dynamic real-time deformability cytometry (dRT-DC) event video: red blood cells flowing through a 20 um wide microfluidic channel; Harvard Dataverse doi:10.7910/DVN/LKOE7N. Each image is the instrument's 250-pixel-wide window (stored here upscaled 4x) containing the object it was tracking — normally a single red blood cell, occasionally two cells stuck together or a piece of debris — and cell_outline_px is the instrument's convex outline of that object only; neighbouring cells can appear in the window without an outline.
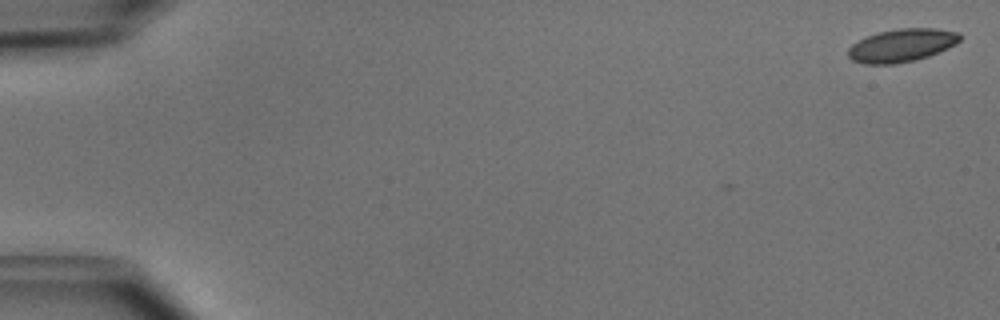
{"species": "common noctule bat (a hibernating species)", "species_latin": "Nyctalus noctula", "temperature_condition": "cold", "stored_images_in_passage": 2, "camera_frame_rate_fps": 3000, "um_per_image_px": 0.085, "animal": {"sex": "male", "body_mass_g": 15.6}, "frame": {"image": 1, "passage_image": 2, "time_ms": 0.333, "image_size_px": [1000, 320], "cell_outline_px": [[960, 40], [956, 44], [948, 48], [928, 56], [916, 60], [896, 64], [864, 64], [852, 60], [848, 56], [848, 48], [852, 44], [876, 32], [900, 28], [936, 28], [960, 32]], "centroid_in_image_um": [76.66, 3.85], "position_along_channel_um": 8.3, "area_um2": 21.62}}